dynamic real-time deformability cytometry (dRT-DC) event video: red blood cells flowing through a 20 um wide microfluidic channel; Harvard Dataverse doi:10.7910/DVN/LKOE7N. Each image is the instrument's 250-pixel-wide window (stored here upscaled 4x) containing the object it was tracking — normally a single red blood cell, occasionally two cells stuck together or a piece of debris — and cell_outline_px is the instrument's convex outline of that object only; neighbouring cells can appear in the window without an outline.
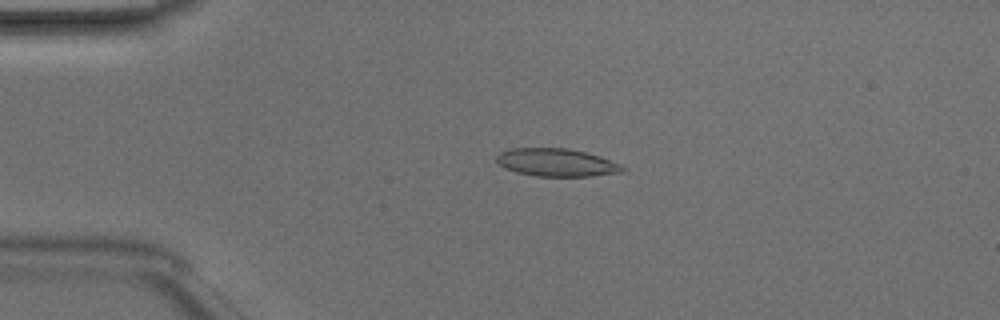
{"species": "Egyptian fruit bat (a non-hibernating species)", "species_latin": "Rousettus aegyptiacus", "temperature_condition": "room temperature", "stored_images_in_passage": 48, "camera_frame_rate_fps": 3000, "um_per_image_px": 0.085, "animal": {"sex": "male"}, "frame": {"image": 1, "passage_image": 11, "time_ms": 3.333, "image_size_px": [1000, 320], "cell_outline_px": [[628, 168], [624, 172], [592, 176], [536, 176], [516, 172], [504, 168], [496, 160], [496, 156], [500, 152], [512, 148], [568, 148], [600, 156], [624, 164]], "centroid_in_image_um": [47.37, 13.81], "position_along_channel_um": 37.6, "area_um2": 20.69}}
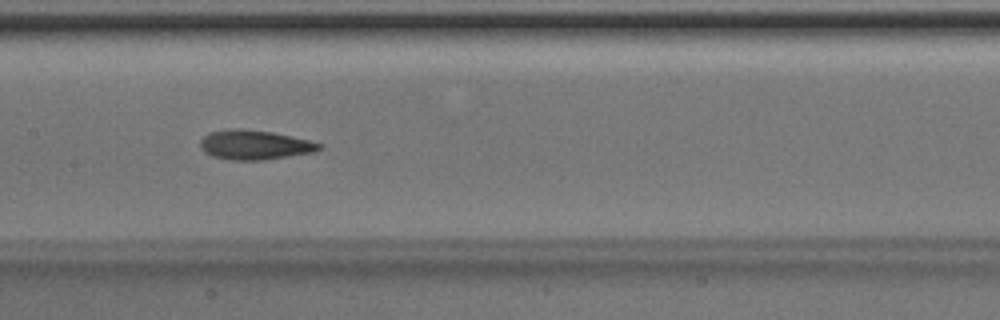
{"frame": {"image": 2, "passage_image": 24, "time_ms": 7.667, "image_size_px": [1000, 320], "cell_outline_px": [[324, 144], [320, 148], [312, 152], [264, 160], [232, 160], [212, 156], [204, 152], [200, 148], [200, 140], [208, 132], [228, 128], [240, 128], [272, 132], [292, 136]], "centroid_in_image_um": [21.59, 12.3], "position_along_channel_um": 185.8, "area_um2": 20.52}}
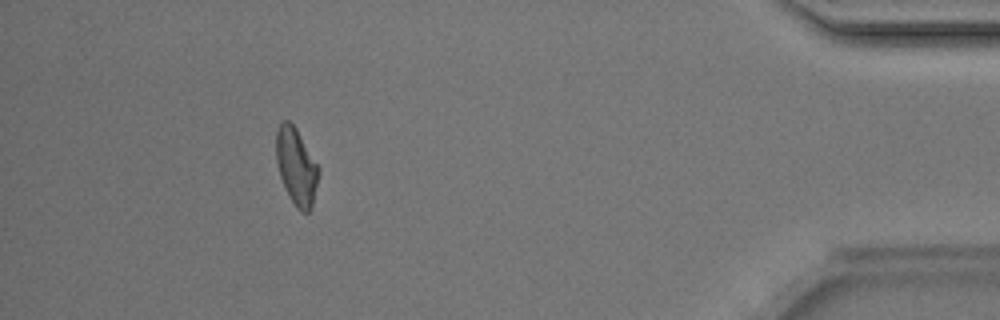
{"frame": {"image": 3, "passage_image": 44, "time_ms": 14.333, "image_size_px": [1000, 320], "cell_outline_px": [[320, 172], [312, 204], [308, 212], [300, 212], [296, 208], [284, 188], [280, 176], [276, 160], [276, 132], [280, 124], [284, 120], [288, 120], [296, 128], [320, 168]], "centroid_in_image_um": [25.19, 14.16], "position_along_channel_um": 410.0, "area_um2": 18.96}, "authors_computed_cell_mechanics": {"area_um2": 19.8254, "velocity_mm_per_s": 4.2003, "shape_relaxation_time_tau1_ms": 5.3115, "shape_relaxation_time_tau2_ms": 4.094, "deformation_change_tau1": 0.1806, "deformation_change_tau2": 0.1317}}